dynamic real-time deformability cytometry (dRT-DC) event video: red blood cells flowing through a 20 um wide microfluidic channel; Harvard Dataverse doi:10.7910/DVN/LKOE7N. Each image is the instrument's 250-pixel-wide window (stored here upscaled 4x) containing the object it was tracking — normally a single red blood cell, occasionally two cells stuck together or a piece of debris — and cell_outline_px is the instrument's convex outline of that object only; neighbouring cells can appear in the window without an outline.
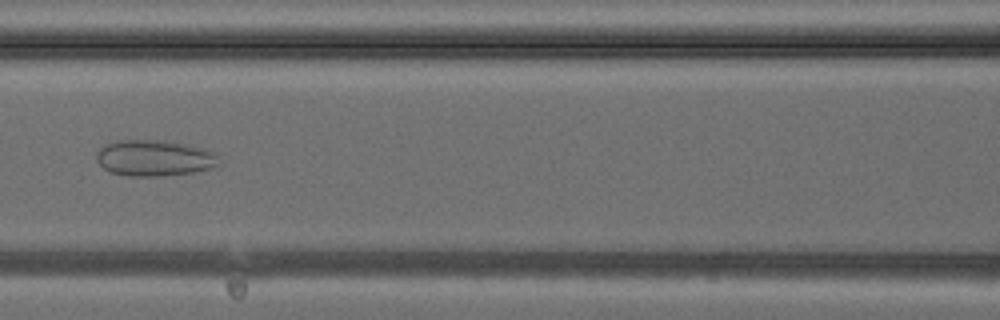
{"species": "common noctule bat (a hibernating species)", "species_latin": "Nyctalus noctula", "temperature_condition": "cold", "stored_images_in_passage": 39, "camera_frame_rate_fps": 3000, "um_per_image_px": 0.085, "animal": {"sex": "female", "body_mass_g": 24.6, "forearm_length_mm": 56.2}, "frame": {"image": 1, "passage_image": 17, "time_ms": 5.333, "image_size_px": [1000, 320], "cell_outline_px": [[220, 164], [212, 168], [192, 172], [156, 176], [128, 176], [112, 172], [104, 168], [96, 160], [96, 152], [104, 144], [116, 140], [164, 140], [204, 148], [216, 152]], "centroid_in_image_um": [13.12, 13.42], "position_along_channel_um": 153.5, "area_um2": 25.84}}